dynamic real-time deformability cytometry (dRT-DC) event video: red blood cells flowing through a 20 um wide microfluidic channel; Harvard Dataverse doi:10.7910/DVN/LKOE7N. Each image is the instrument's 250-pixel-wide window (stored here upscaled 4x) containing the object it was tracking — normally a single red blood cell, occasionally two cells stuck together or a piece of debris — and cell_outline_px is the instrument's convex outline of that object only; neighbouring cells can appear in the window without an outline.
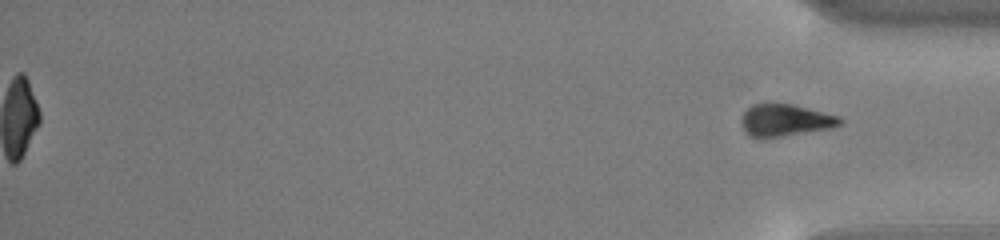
{"species": "common noctule bat (a hibernating species)", "species_latin": "Nyctalus noctula", "temperature_condition": "cold", "stored_images_in_passage": 55, "segment_of_instrument_passage": [2, 2], "camera_frame_rate_fps": 3000, "um_per_image_px": 0.085, "animal": {"sex": "male", "body_mass_g": 13.0, "forearm_length_mm": 53.1}, "frame": {"image": 1, "passage_image": 55, "time_ms": 18.0, "image_size_px": [1000, 240], "cell_outline_px": [[844, 124], [832, 128], [780, 136], [752, 136], [744, 128], [744, 112], [752, 104], [764, 100], [792, 104], [840, 116], [844, 120]], "centroid_in_image_um": [66.82, 10.15], "position_along_channel_um": 368.4, "area_um2": 18.38}}